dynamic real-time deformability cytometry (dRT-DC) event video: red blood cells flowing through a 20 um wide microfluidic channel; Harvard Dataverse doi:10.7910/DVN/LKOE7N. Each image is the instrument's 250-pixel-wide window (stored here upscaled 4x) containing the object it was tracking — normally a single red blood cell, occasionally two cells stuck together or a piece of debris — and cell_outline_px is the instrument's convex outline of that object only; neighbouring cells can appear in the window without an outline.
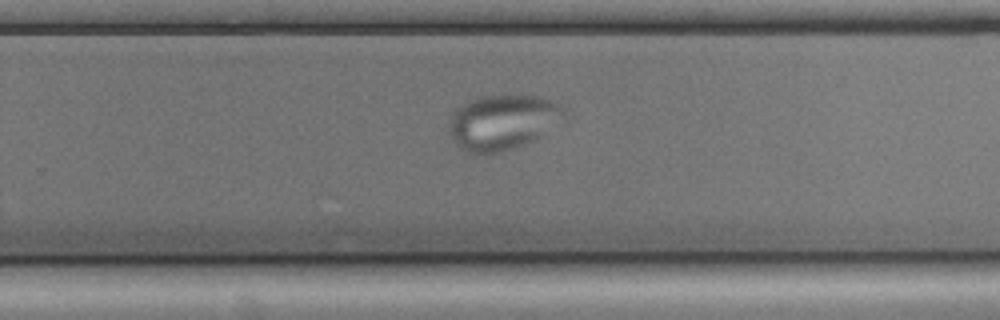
{"species": "common noctule bat (a hibernating species)", "species_latin": "Nyctalus noctula", "temperature_condition": "cold", "stored_images_in_passage": 46, "camera_frame_rate_fps": 3000, "um_per_image_px": 0.085, "animal": {"sex": "male", "body_mass_g": 17.9, "forearm_length_mm": 54.2}, "frame": {"image": 1, "passage_image": 25, "time_ms": 8.0, "image_size_px": [1000, 320], "cell_outline_px": [[568, 120], [532, 140], [512, 148], [500, 152], [464, 152], [452, 140], [448, 128], [456, 112], [464, 104], [472, 100], [484, 96], [536, 96], [552, 100], [560, 104], [564, 108]], "centroid_in_image_um": [42.81, 10.39], "position_along_channel_um": 287.0, "area_um2": 36.47}}